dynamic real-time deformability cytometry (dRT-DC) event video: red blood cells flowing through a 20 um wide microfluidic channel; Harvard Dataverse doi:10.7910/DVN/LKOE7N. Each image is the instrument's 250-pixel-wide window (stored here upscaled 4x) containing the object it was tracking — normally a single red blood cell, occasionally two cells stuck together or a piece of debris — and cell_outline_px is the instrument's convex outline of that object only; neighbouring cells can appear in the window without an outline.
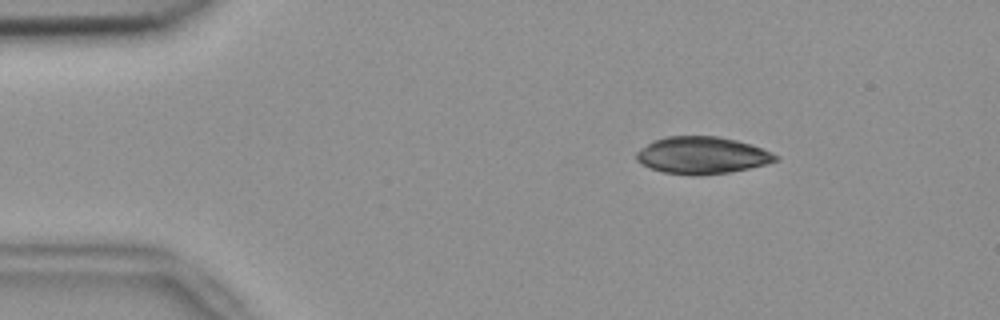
{"species": "common noctule bat (a hibernating species)", "species_latin": "Nyctalus noctula", "temperature_condition": "room temperature", "stored_images_in_passage": 47, "camera_frame_rate_fps": 3000, "um_per_image_px": 0.085, "animal": {"sex": "female", "body_mass_g": 18.4}, "frame": {"image": 1, "passage_image": 2, "time_ms": 0.333, "image_size_px": [1000, 320], "cell_outline_px": [[780, 160], [768, 164], [732, 172], [696, 176], [664, 172], [652, 168], [636, 160], [636, 152], [640, 148], [652, 140], [664, 136], [716, 136], [736, 140], [752, 144], [772, 152], [780, 156]], "centroid_in_image_um": [59.72, 13.2], "position_along_channel_um": 25.3, "area_um2": 30.4}}
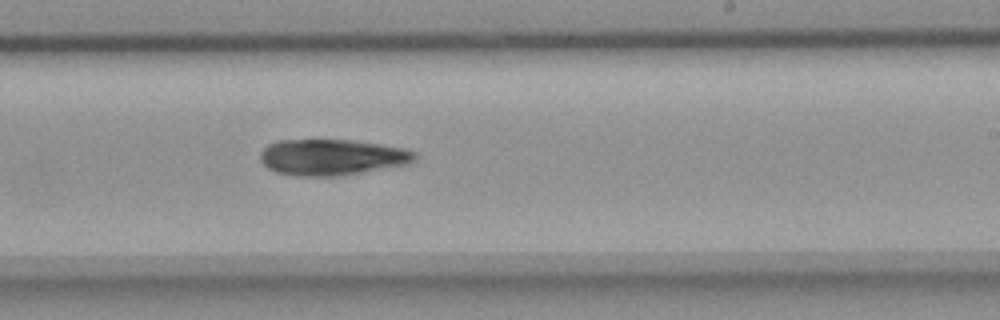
{"frame": {"image": 2, "passage_image": 26, "time_ms": 8.333, "image_size_px": [1000, 320], "cell_outline_px": [[420, 156], [416, 160], [408, 164], [340, 176], [296, 176], [276, 172], [268, 168], [260, 160], [260, 152], [268, 144], [276, 140], [352, 140], [380, 144], [404, 148], [416, 152]], "centroid_in_image_um": [28.23, 13.36], "position_along_channel_um": 260.8, "area_um2": 32.71}}
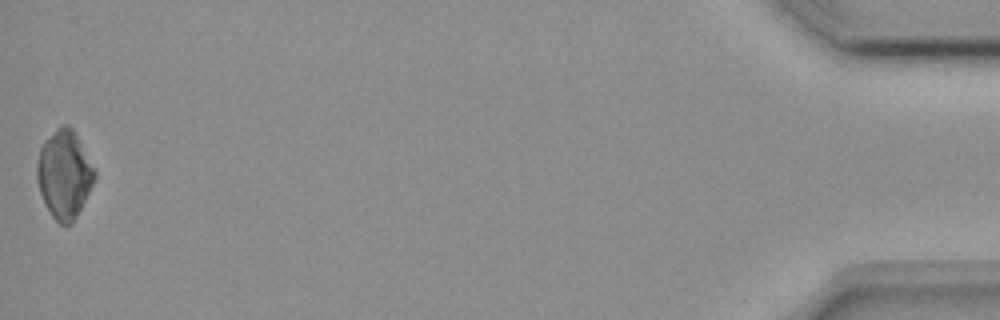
{"frame": {"image": 3, "passage_image": 47, "time_ms": 15.333, "image_size_px": [1000, 320], "cell_outline_px": [[96, 176], [72, 224], [60, 224], [48, 212], [44, 204], [36, 180], [36, 164], [40, 148], [44, 140], [60, 124], [68, 124], [72, 128], [96, 172]], "centroid_in_image_um": [5.42, 14.8], "position_along_channel_um": 429.8, "area_um2": 29.36}}